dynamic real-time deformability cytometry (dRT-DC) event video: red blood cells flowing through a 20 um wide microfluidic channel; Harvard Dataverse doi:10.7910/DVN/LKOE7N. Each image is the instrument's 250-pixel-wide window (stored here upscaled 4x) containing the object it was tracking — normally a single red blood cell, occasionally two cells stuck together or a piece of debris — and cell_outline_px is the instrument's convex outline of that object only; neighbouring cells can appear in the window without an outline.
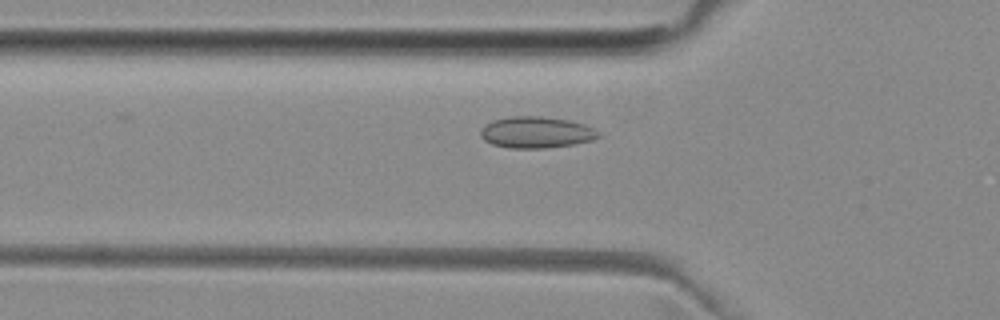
{"species": "common noctule bat (a hibernating species)", "species_latin": "Nyctalus noctula", "temperature_condition": "room temperature", "stored_images_in_passage": 33, "camera_frame_rate_fps": 3000, "um_per_image_px": 0.085, "animal": {"sex": "female", "body_mass_g": 29.2, "forearm_length_mm": 56.3}, "frame": {"image": 1, "passage_image": 2, "time_ms": 0.333, "image_size_px": [1000, 320], "cell_outline_px": [[604, 136], [592, 140], [572, 144], [548, 148], [508, 148], [492, 144], [484, 140], [480, 136], [480, 128], [484, 124], [492, 120], [512, 116], [540, 116], [568, 120], [584, 124], [600, 132]], "centroid_in_image_um": [45.56, 11.25], "position_along_channel_um": 80.2, "area_um2": 21.79}}
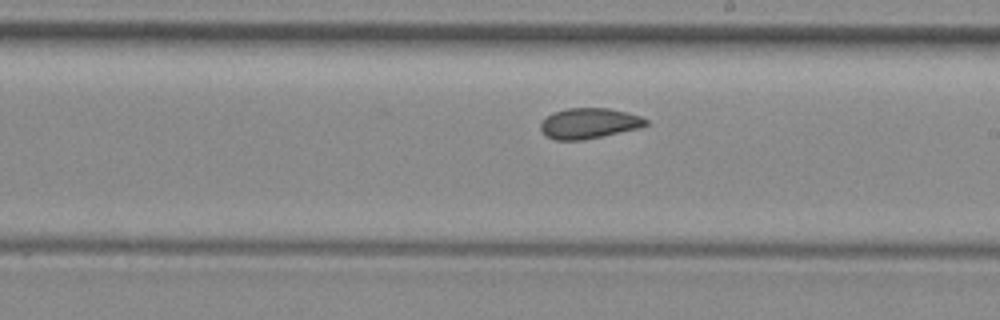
{"frame": {"image": 2, "passage_image": 14, "time_ms": 4.333, "image_size_px": [1000, 320], "cell_outline_px": [[648, 124], [640, 128], [584, 140], [556, 140], [548, 136], [540, 128], [540, 124], [552, 112], [568, 108], [608, 108], [628, 112], [640, 116], [648, 120]], "centroid_in_image_um": [50.1, 10.48], "position_along_channel_um": 238.9, "area_um2": 18.67}}
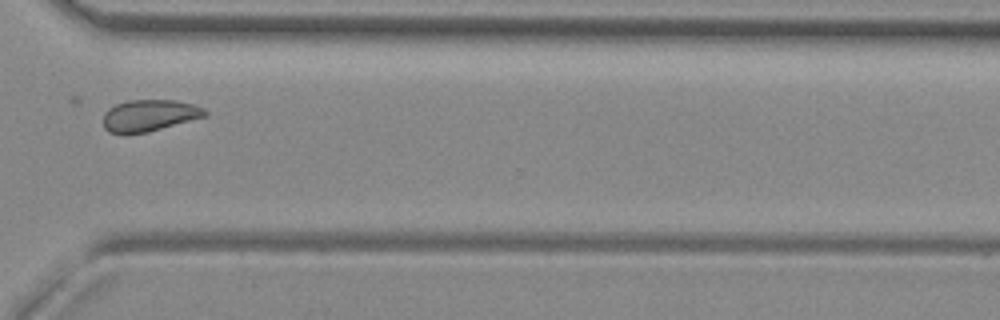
{"frame": {"image": 3, "passage_image": 23, "time_ms": 7.333, "image_size_px": [1000, 320], "cell_outline_px": [[208, 116], [148, 132], [124, 136], [108, 132], [104, 128], [104, 112], [108, 108], [116, 104], [128, 100], [176, 100], [192, 104], [204, 108], [208, 112]], "centroid_in_image_um": [12.67, 9.84], "position_along_channel_um": 357.9, "area_um2": 19.25}}